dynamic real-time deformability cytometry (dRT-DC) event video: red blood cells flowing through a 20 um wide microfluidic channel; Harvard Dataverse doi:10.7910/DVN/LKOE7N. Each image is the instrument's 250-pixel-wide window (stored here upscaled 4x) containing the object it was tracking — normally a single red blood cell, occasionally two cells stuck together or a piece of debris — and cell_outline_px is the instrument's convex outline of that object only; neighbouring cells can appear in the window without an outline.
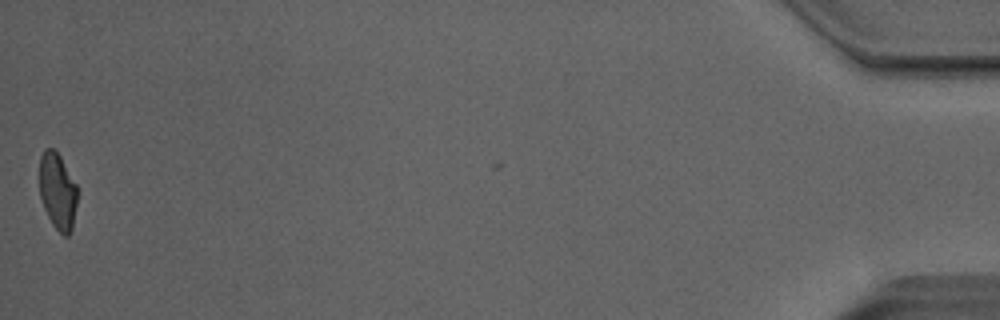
{"species": "Egyptian fruit bat (a non-hibernating species)", "species_latin": "Rousettus aegyptiacus", "temperature_condition": "room temperature", "stored_images_in_passage": 38, "camera_frame_rate_fps": 3000, "um_per_image_px": 0.085, "animal": {"sex": "male"}, "frame": {"image": 1, "passage_image": 37, "time_ms": 12.0, "image_size_px": [1000, 320], "cell_outline_px": [[80, 192], [72, 228], [68, 236], [64, 236], [52, 224], [44, 208], [40, 196], [40, 156], [44, 148], [52, 148], [60, 156], [76, 184]], "centroid_in_image_um": [4.93, 16.26], "position_along_channel_um": 430.3, "area_um2": 17.11}, "authors_computed_cell_mechanics": {"area_um2": 18.1203, "velocity_mm_per_s": 4.0599, "shape_relaxation_time_tau1_ms": 9.8731, "shape_relaxation_time_tau2_ms": 2.0264, "deformation_change_tau1": 0.2867, "deformation_change_tau2": 0.0896}}